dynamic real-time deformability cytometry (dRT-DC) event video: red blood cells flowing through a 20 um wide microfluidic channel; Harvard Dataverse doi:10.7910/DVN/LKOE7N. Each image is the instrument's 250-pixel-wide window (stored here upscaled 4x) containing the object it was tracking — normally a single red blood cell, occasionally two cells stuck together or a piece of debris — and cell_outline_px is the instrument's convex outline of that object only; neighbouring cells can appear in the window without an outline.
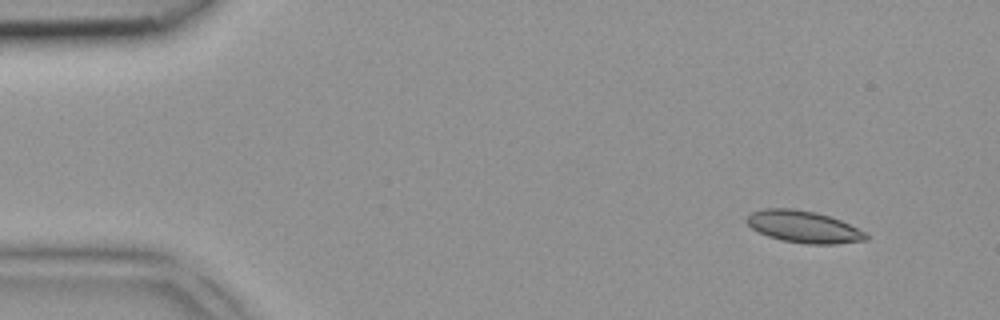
{"species": "common noctule bat (a hibernating species)", "species_latin": "Nyctalus noctula", "temperature_condition": "room temperature", "stored_images_in_passage": 3, "camera_frame_rate_fps": 3000, "um_per_image_px": 0.085, "animal": {"sex": "female", "body_mass_g": 18.4}, "frame": {"image": 1, "passage_image": 1, "time_ms": 0.0, "image_size_px": [1000, 320], "cell_outline_px": [[868, 240], [836, 244], [808, 244], [780, 240], [768, 236], [752, 228], [744, 220], [752, 212], [764, 208], [792, 208], [816, 212], [840, 220], [864, 232], [868, 236]], "centroid_in_image_um": [68.28, 19.28], "position_along_channel_um": 16.7, "area_um2": 22.08}}
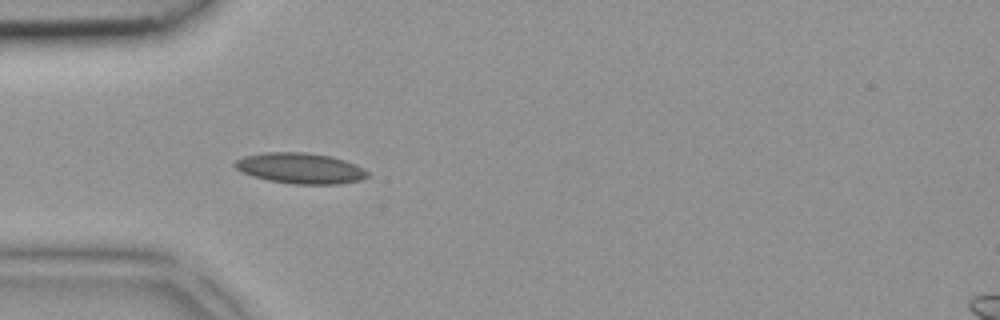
{"frame": {"image": 2, "passage_image": 3, "time_ms": 0.667, "image_size_px": [1000, 320], "cell_outline_px": [[368, 176], [360, 180], [340, 184], [292, 184], [268, 180], [252, 176], [236, 168], [232, 164], [236, 160], [244, 156], [268, 152], [304, 152], [328, 156], [344, 160], [364, 168], [368, 172]], "centroid_in_image_um": [25.52, 14.31], "position_along_channel_um": 59.5, "area_um2": 23.58}}